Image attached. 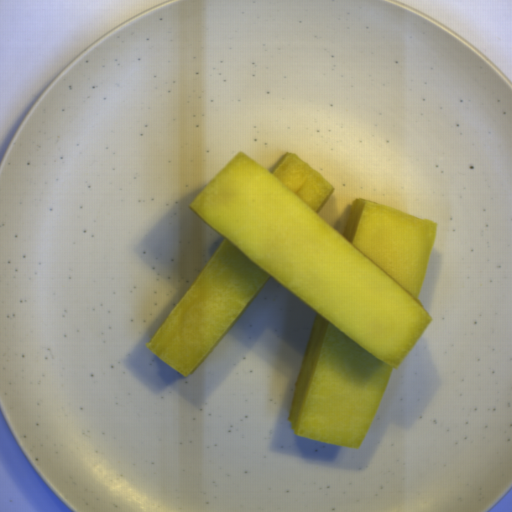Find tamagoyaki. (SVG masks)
I'll use <instances>...</instances> for the list:
<instances>
[{
  "label": "tamagoyaki",
  "mask_w": 512,
  "mask_h": 512,
  "mask_svg": "<svg viewBox=\"0 0 512 512\" xmlns=\"http://www.w3.org/2000/svg\"><path fill=\"white\" fill-rule=\"evenodd\" d=\"M334 190L296 154L273 171L234 154L188 204L223 240L146 346L188 376L273 279L316 314L287 425L351 449L432 322L419 292L438 223L358 197L338 230L317 214Z\"/></svg>",
  "instance_id": "1"
}]
</instances>
